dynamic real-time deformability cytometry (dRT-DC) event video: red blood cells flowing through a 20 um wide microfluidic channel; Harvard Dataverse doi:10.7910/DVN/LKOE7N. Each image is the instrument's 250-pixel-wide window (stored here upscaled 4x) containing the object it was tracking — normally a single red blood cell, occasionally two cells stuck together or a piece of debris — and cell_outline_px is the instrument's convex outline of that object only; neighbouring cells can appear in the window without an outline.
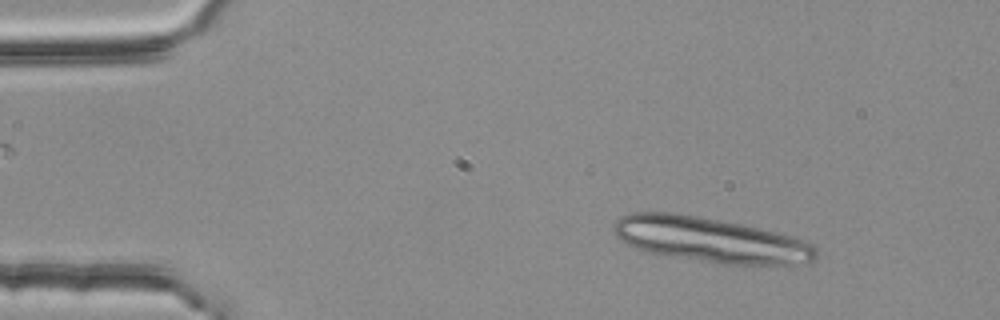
{"species": "common noctule bat (a hibernating species)", "species_latin": "Nyctalus noctula", "temperature_condition": "room temperature", "stored_images_in_passage": 3, "camera_frame_rate_fps": 3000, "um_per_image_px": 0.085, "animal": {"sex": "female", "body_mass_g": 25.1}, "frame": {"image": 1, "passage_image": 1, "time_ms": 0.0, "image_size_px": [1000, 320], "cell_outline_px": [[816, 260], [808, 264], [720, 264], [652, 252], [636, 248], [620, 240], [616, 236], [612, 228], [612, 224], [620, 216], [632, 212], [676, 212], [720, 220], [740, 224], [804, 240], [812, 244], [816, 248]], "centroid_in_image_um": [60.36, 20.38], "position_along_channel_um": 24.6, "area_um2": 52.66}}